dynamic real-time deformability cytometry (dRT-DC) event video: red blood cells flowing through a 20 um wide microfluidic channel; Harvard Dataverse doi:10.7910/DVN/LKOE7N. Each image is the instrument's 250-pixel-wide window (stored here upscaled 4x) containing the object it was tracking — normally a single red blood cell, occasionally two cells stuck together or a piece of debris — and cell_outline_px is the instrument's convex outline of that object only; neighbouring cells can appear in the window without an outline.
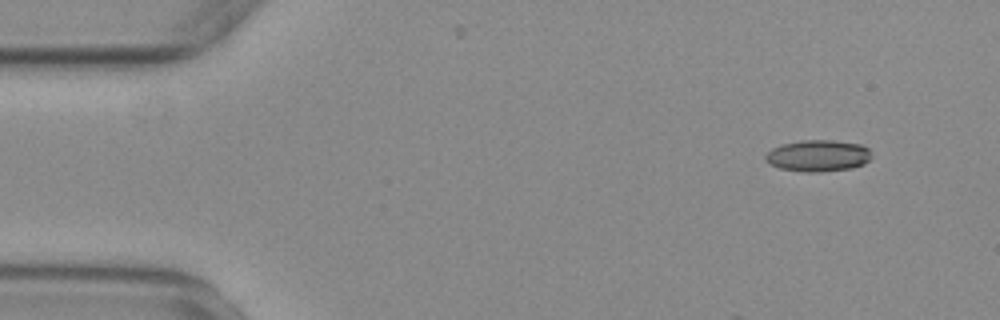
{"species": "common noctule bat (a hibernating species)", "species_latin": "Nyctalus noctula", "temperature_condition": "warm", "stored_images_in_passage": 14, "camera_frame_rate_fps": 3000, "um_per_image_px": 0.085, "animal": {"sex": "female", "body_mass_g": 29.2, "forearm_length_mm": 56.3}, "frame": {"image": 1, "passage_image": 4, "time_ms": 1.0, "image_size_px": [1000, 320], "cell_outline_px": [[872, 156], [864, 164], [852, 168], [820, 172], [804, 172], [780, 168], [764, 160], [764, 156], [772, 148], [780, 144], [800, 140], [832, 140], [860, 144], [868, 148], [872, 152]], "centroid_in_image_um": [69.54, 13.23], "position_along_channel_um": 15.5, "area_um2": 19.65}}